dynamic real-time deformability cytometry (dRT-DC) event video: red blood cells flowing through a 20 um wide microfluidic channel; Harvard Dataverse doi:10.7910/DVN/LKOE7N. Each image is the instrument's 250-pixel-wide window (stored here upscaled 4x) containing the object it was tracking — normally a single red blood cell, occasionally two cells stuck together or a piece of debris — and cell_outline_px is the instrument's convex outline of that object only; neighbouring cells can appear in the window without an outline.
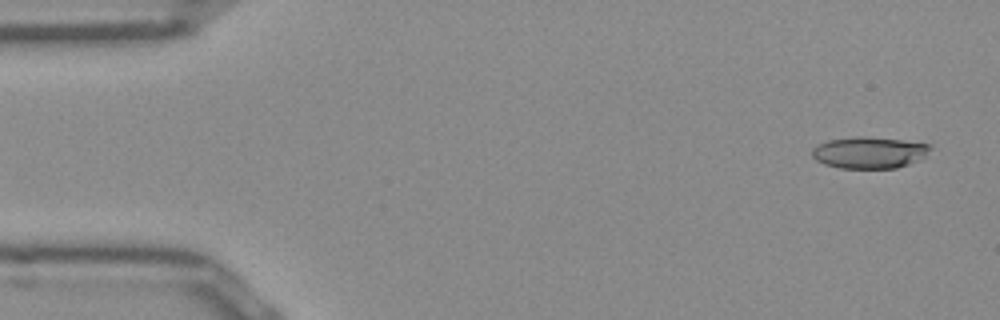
{"species": "Egyptian fruit bat (a non-hibernating species)", "species_latin": "Rousettus aegyptiacus", "temperature_condition": "room temperature", "stored_images_in_passage": 10, "camera_frame_rate_fps": 3000, "um_per_image_px": 0.085, "frame": {"image": 1, "passage_image": 1, "time_ms": 0.0, "image_size_px": [1000, 320], "cell_outline_px": [[932, 148], [924, 156], [908, 164], [896, 168], [840, 168], [824, 164], [816, 160], [812, 156], [812, 148], [816, 144], [828, 140], [856, 136], [864, 136], [900, 140], [928, 144]], "centroid_in_image_um": [73.82, 12.96], "position_along_channel_um": 11.2, "area_um2": 21.62}}